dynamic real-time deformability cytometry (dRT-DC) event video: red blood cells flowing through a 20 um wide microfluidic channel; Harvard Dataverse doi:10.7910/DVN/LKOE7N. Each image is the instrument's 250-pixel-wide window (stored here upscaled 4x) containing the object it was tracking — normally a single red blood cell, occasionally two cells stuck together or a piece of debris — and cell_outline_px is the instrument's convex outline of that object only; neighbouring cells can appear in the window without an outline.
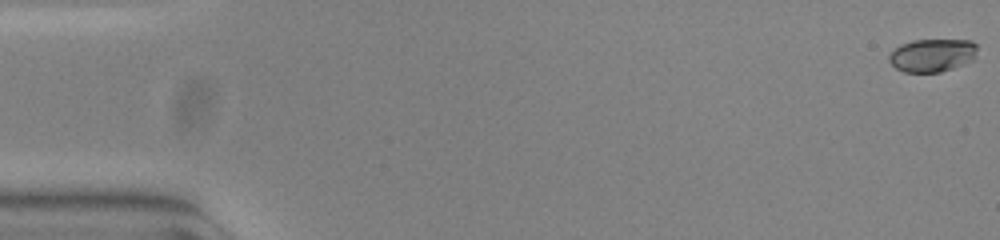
{"species": "common noctule bat (a hibernating species)", "species_latin": "Nyctalus noctula", "temperature_condition": "warm", "stored_images_in_passage": 55, "camera_frame_rate_fps": 3000, "um_per_image_px": 0.085, "animal": {"sex": "female", "body_mass_g": 23.0, "forearm_length_mm": 53.4}, "frame": {"image": 1, "passage_image": 1, "time_ms": 0.0, "image_size_px": [1000, 240], "cell_outline_px": [[976, 48], [972, 60], [952, 68], [940, 72], [904, 72], [896, 68], [888, 60], [888, 56], [900, 44], [912, 40], [972, 40], [976, 44]], "centroid_in_image_um": [79.21, 4.69], "position_along_channel_um": 5.8, "area_um2": 16.82}}
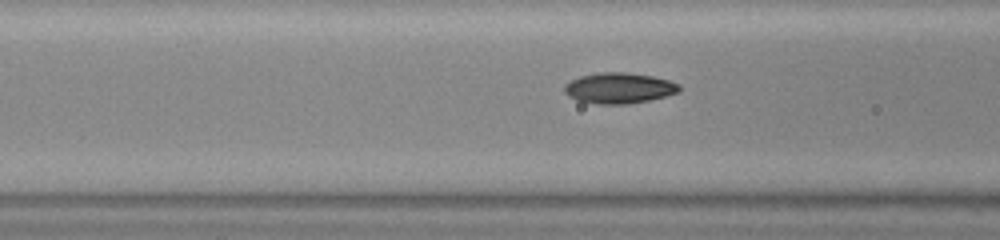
{"frame": {"image": 2, "passage_image": 22, "time_ms": 7.0, "image_size_px": [1000, 240], "cell_outline_px": [[680, 92], [648, 100], [628, 104], [596, 104], [580, 100], [568, 96], [564, 92], [564, 84], [580, 76], [600, 72], [624, 72], [652, 76], [668, 80], [680, 84]], "centroid_in_image_um": [52.62, 7.48], "position_along_channel_um": 114.0, "area_um2": 20.46}}
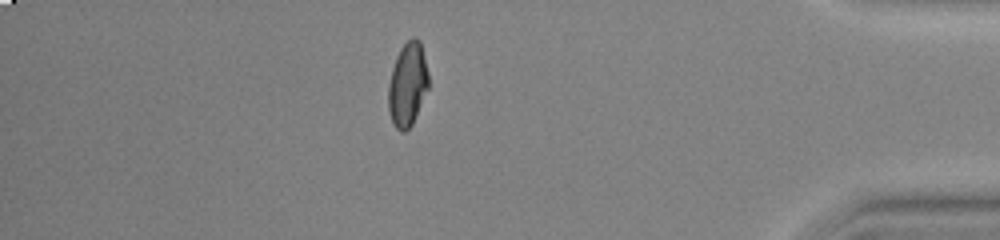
{"frame": {"image": 3, "passage_image": 48, "time_ms": 15.667, "image_size_px": [1000, 240], "cell_outline_px": [[428, 88], [412, 124], [404, 132], [400, 132], [392, 124], [388, 108], [388, 84], [392, 68], [396, 56], [400, 48], [412, 36], [416, 36], [420, 40], [428, 72]], "centroid_in_image_um": [34.63, 7.16], "position_along_channel_um": 400.6, "area_um2": 19.71}, "authors_computed_cell_mechanics": {"area_um2": 19.4786, "velocity_mm_per_s": 3.7849, "shape_relaxation_time_tau1_ms": 6.5911, "shape_relaxation_time_tau2_ms": 1.1818, "deformation_change_tau1": 0.2251, "deformation_change_tau2": 0.0447}}